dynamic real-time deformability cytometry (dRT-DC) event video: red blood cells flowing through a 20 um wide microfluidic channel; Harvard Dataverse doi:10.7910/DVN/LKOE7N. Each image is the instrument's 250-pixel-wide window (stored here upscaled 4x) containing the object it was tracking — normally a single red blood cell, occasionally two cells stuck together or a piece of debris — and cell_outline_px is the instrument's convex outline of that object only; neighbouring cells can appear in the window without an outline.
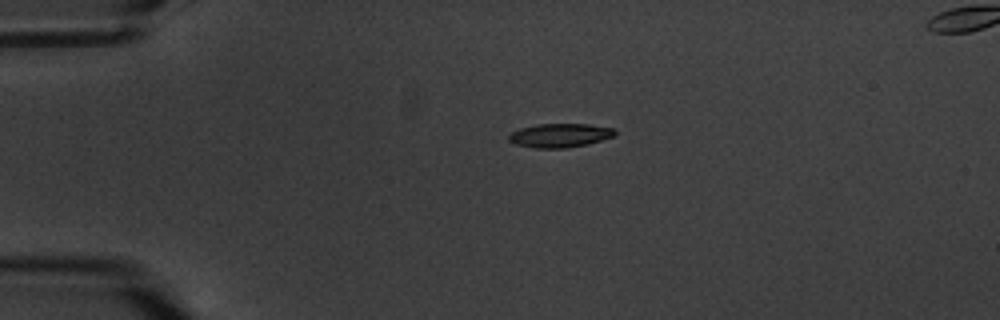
{"species": "common noctule bat (a hibernating species)", "species_latin": "Nyctalus noctula", "temperature_condition": "warm", "stored_images_in_passage": 6, "camera_frame_rate_fps": 3000, "um_per_image_px": 0.085, "animal": {"sex": "male", "body_mass_g": 20.1, "forearm_length_mm": 53.5}, "frame": {"image": 1, "passage_image": 4, "time_ms": 3.333, "image_size_px": [1000, 320], "cell_outline_px": [[616, 136], [588, 144], [568, 148], [532, 148], [516, 144], [508, 140], [508, 136], [512, 132], [520, 128], [536, 124], [588, 124], [616, 128]], "centroid_in_image_um": [47.62, 11.51], "position_along_channel_um": 37.4, "area_um2": 14.97}}